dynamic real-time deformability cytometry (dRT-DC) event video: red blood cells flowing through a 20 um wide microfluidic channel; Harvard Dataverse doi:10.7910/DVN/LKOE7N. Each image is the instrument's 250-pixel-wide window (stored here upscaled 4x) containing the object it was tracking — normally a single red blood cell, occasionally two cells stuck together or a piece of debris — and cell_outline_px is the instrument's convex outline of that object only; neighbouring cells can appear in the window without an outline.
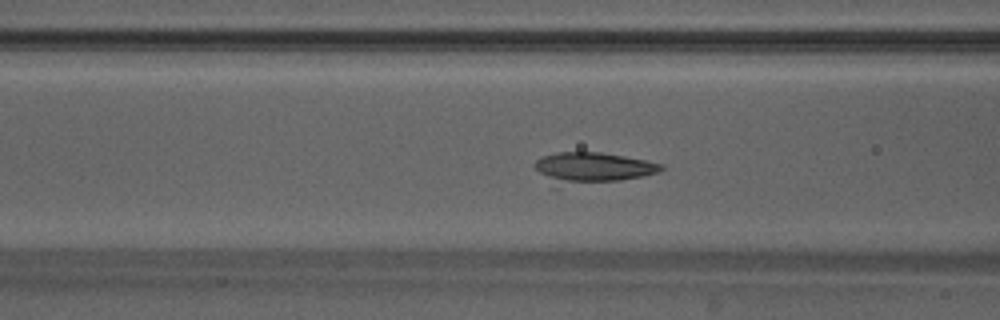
{"species": "Egyptian fruit bat (a non-hibernating species)", "species_latin": "Rousettus aegyptiacus", "temperature_condition": "warm", "stored_images_in_passage": 43, "camera_frame_rate_fps": 3000, "um_per_image_px": 0.085, "animal": {"sex": "male"}, "frame": {"image": 1, "passage_image": 20, "time_ms": 6.333, "image_size_px": [1000, 320], "cell_outline_px": [[664, 168], [660, 172], [644, 176], [620, 180], [552, 188], [536, 168], [536, 160], [544, 156], [556, 152], [600, 152], [624, 156], [664, 164]], "centroid_in_image_um": [50.32, 14.29], "position_along_channel_um": 116.3, "area_um2": 23.12}}
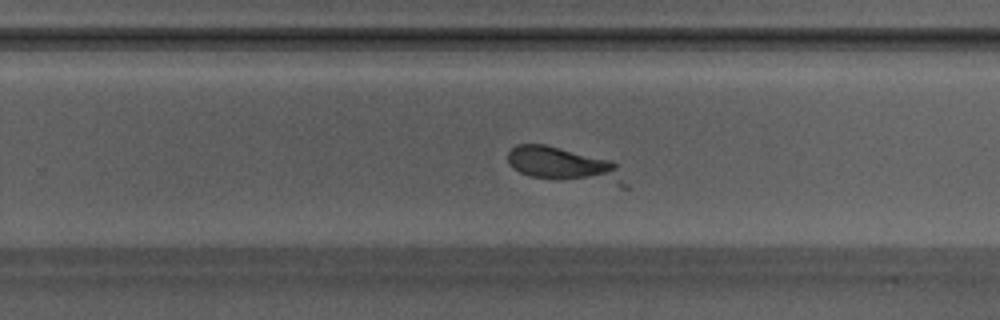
{"frame": {"image": 2, "passage_image": 32, "time_ms": 10.333, "image_size_px": [1000, 320], "cell_outline_px": [[628, 188], [620, 188], [528, 176], [512, 168], [508, 164], [508, 152], [516, 144], [544, 144], [612, 160], [616, 164], [628, 184]], "centroid_in_image_um": [48.03, 14.07], "position_along_channel_um": 281.8, "area_um2": 24.39}}
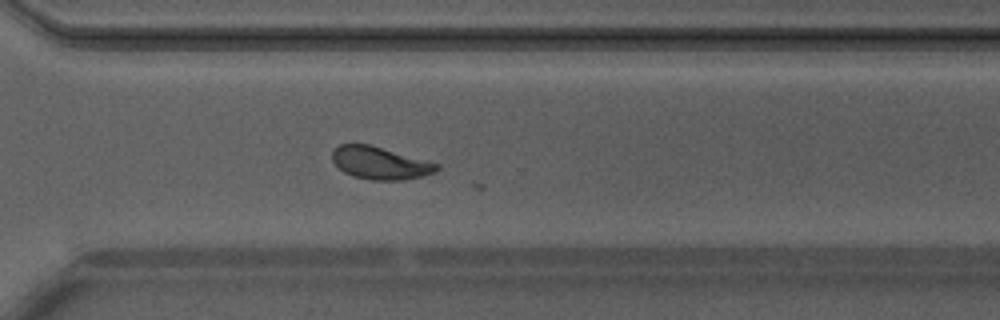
{"frame": {"image": 3, "passage_image": 36, "time_ms": 11.667, "image_size_px": [1000, 320], "cell_outline_px": [[440, 168], [436, 172], [424, 176], [400, 180], [372, 180], [352, 176], [344, 172], [332, 160], [332, 152], [340, 144], [368, 144], [440, 164]], "centroid_in_image_um": [32.32, 13.87], "position_along_channel_um": 338.3, "area_um2": 19.65}}